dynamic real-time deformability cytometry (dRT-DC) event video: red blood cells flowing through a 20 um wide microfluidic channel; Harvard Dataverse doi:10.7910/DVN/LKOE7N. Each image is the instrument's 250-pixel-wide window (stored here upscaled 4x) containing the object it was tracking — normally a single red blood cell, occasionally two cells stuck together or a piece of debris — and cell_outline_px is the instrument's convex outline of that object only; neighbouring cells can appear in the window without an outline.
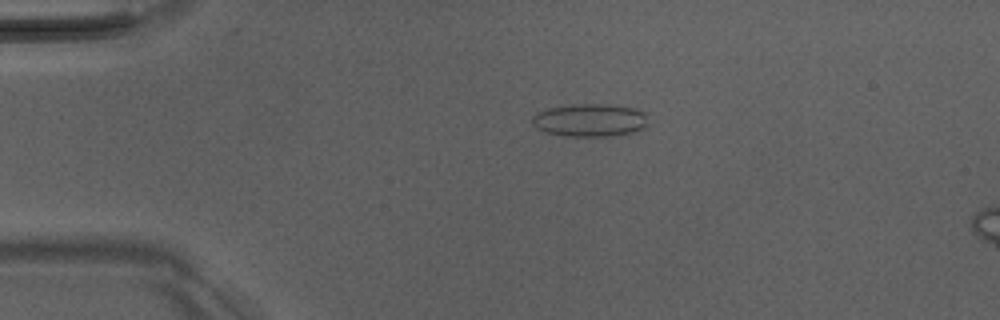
{"species": "Egyptian fruit bat (a non-hibernating species)", "species_latin": "Rousettus aegyptiacus", "temperature_condition": "room temperature", "stored_images_in_passage": 8, "camera_frame_rate_fps": 3000, "um_per_image_px": 0.085, "animal": {"sex": "male"}, "frame": {"image": 1, "passage_image": 3, "time_ms": 0.667, "image_size_px": [1000, 320], "cell_outline_px": [[648, 124], [644, 128], [628, 136], [568, 136], [544, 132], [536, 128], [532, 124], [532, 116], [536, 112], [548, 108], [572, 104], [604, 104], [636, 108], [644, 112]], "centroid_in_image_um": [50.17, 10.23], "position_along_channel_um": 34.8, "area_um2": 22.72}}